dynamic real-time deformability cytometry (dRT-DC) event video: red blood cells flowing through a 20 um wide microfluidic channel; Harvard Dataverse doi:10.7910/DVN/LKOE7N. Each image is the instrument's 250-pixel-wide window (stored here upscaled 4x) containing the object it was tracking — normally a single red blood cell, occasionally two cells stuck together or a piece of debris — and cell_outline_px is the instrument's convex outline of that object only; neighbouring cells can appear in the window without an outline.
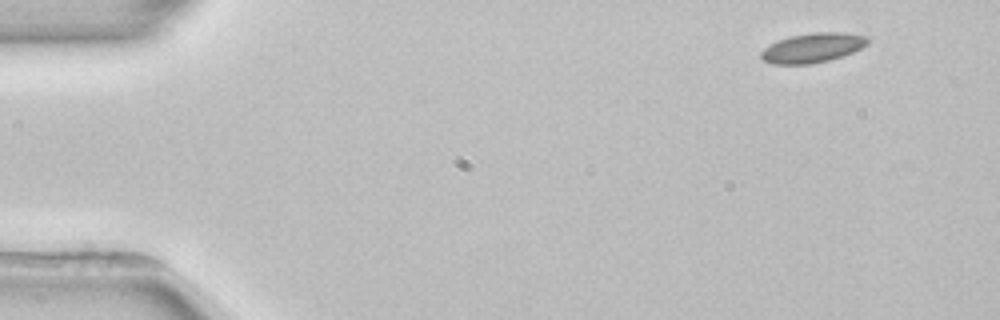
{"species": "common noctule bat (a hibernating species)", "species_latin": "Nyctalus noctula", "temperature_condition": "room temperature", "stored_images_in_passage": 4, "camera_frame_rate_fps": 3000, "um_per_image_px": 0.085, "animal": {"sex": "female", "body_mass_g": 22.7, "forearm_length_mm": 54.2}, "frame": {"image": 1, "passage_image": 1, "time_ms": 0.0, "image_size_px": [1000, 320], "cell_outline_px": [[868, 44], [852, 52], [828, 60], [808, 64], [772, 64], [764, 60], [760, 56], [760, 52], [764, 48], [776, 40], [788, 36], [816, 32], [840, 32], [868, 36]], "centroid_in_image_um": [69.03, 4.05], "position_along_channel_um": 16.0, "area_um2": 18.26}}
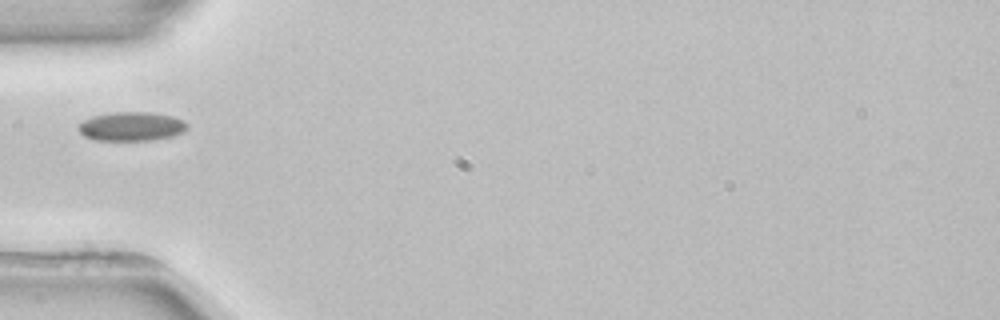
{"frame": {"image": 2, "passage_image": 4, "time_ms": 4.333, "image_size_px": [1000, 320], "cell_outline_px": [[188, 128], [184, 132], [172, 136], [148, 140], [96, 140], [84, 136], [76, 128], [84, 120], [92, 116], [112, 112], [148, 112], [172, 116], [184, 120], [188, 124]], "centroid_in_image_um": [11.18, 10.74], "position_along_channel_um": 73.8, "area_um2": 18.38}}